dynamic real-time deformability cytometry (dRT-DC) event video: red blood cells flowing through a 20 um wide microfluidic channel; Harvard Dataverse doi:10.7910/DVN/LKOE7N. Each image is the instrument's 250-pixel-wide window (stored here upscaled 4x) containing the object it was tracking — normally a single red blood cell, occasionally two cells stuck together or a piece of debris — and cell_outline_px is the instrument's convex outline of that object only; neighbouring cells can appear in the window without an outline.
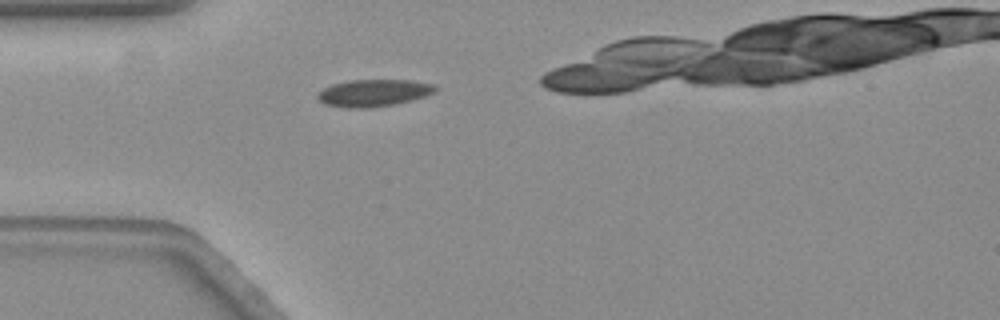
{"species": "common noctule bat (a hibernating species)", "species_latin": "Nyctalus noctula", "temperature_condition": "warm", "stored_images_in_passage": 16, "camera_frame_rate_fps": 3000, "um_per_image_px": 0.085, "animal": {"sex": "female", "body_mass_g": 19.3, "forearm_length_mm": 54.1}, "frame": {"image": 1, "passage_image": 7, "time_ms": 2.0, "image_size_px": [1000, 320], "cell_outline_px": [[440, 88], [436, 92], [412, 100], [396, 104], [368, 108], [348, 108], [324, 104], [316, 96], [324, 88], [332, 84], [348, 80], [412, 80], [436, 84]], "centroid_in_image_um": [31.82, 7.89], "position_along_channel_um": 53.2, "area_um2": 18.79}}